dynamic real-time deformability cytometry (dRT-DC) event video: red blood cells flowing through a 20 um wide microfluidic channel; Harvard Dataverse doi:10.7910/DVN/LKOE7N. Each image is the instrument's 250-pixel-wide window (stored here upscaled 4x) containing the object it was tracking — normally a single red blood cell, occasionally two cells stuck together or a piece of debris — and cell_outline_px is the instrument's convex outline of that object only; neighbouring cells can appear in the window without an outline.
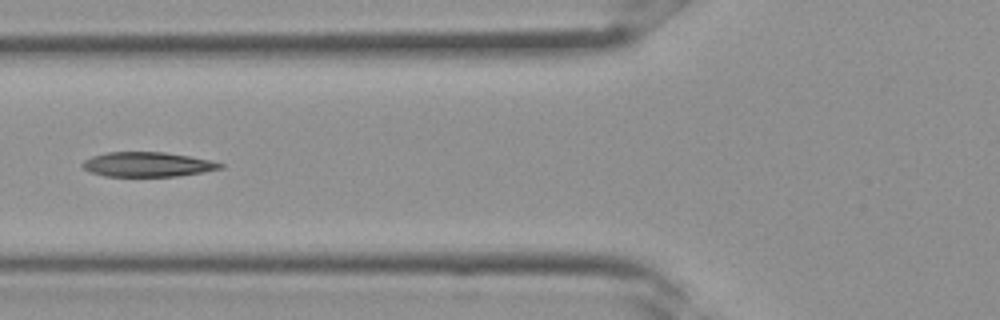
{"species": "Egyptian fruit bat (a non-hibernating species)", "species_latin": "Rousettus aegyptiacus", "temperature_condition": "room temperature", "stored_images_in_passage": 27, "camera_frame_rate_fps": 3000, "um_per_image_px": 0.085, "frame": {"image": 1, "passage_image": 10, "time_ms": 3.0, "image_size_px": [1000, 320], "cell_outline_px": [[224, 168], [204, 172], [176, 176], [104, 176], [92, 172], [84, 168], [80, 164], [84, 160], [92, 156], [108, 152], [164, 152], [212, 160], [224, 164]], "centroid_in_image_um": [12.56, 13.97], "position_along_channel_um": 113.2, "area_um2": 19.77}}
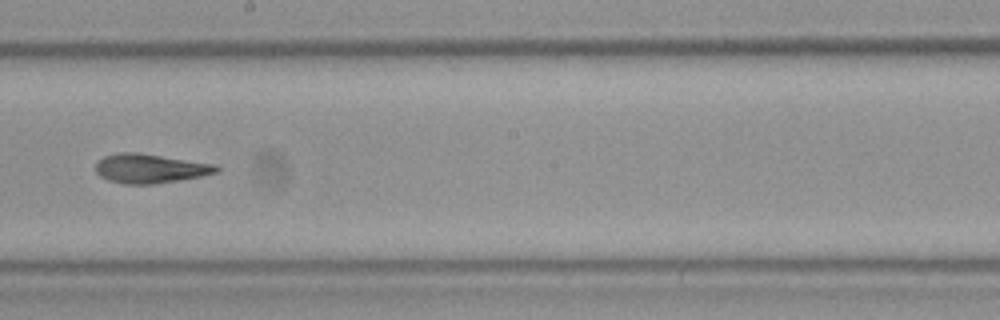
{"frame": {"image": 2, "passage_image": 16, "time_ms": 5.0, "image_size_px": [1000, 320], "cell_outline_px": [[220, 172], [200, 176], [152, 184], [124, 184], [108, 180], [100, 176], [96, 172], [96, 160], [104, 156], [116, 152], [136, 152], [216, 164], [220, 168]], "centroid_in_image_um": [12.73, 14.31], "position_along_channel_um": 235.5, "area_um2": 20.58}}
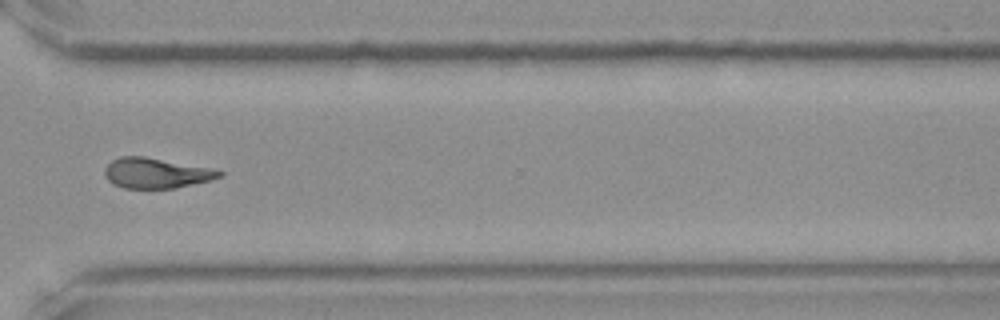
{"frame": {"image": 3, "passage_image": 22, "time_ms": 7.0, "image_size_px": [1000, 320], "cell_outline_px": [[224, 176], [212, 180], [176, 188], [124, 188], [112, 184], [104, 176], [104, 168], [112, 160], [120, 156], [144, 156], [208, 168], [224, 172]], "centroid_in_image_um": [13.24, 14.72], "position_along_channel_um": 357.4, "area_um2": 20.23}}